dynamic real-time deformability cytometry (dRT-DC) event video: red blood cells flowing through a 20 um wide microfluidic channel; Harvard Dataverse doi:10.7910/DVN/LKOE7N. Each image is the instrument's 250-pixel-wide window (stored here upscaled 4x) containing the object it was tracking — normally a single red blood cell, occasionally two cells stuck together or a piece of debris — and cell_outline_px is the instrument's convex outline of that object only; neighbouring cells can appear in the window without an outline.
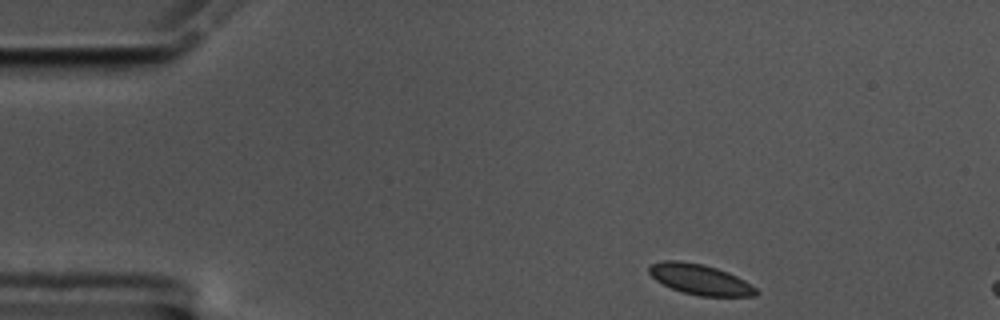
{"species": "common noctule bat (a hibernating species)", "species_latin": "Nyctalus noctula", "temperature_condition": "cold", "stored_images_in_passage": 51, "camera_frame_rate_fps": 3000, "um_per_image_px": 0.085, "animal": {"sex": "male", "body_mass_g": 17.5, "forearm_length_mm": 52.3}, "frame": {"image": 1, "passage_image": 1, "time_ms": 0.0, "image_size_px": [1000, 320], "cell_outline_px": [[760, 292], [756, 296], [700, 296], [684, 292], [672, 288], [656, 280], [648, 272], [648, 268], [652, 264], [664, 260], [680, 260], [704, 264], [728, 272], [744, 280], [756, 288]], "centroid_in_image_um": [59.52, 23.74], "position_along_channel_um": 25.5, "area_um2": 18.9}}
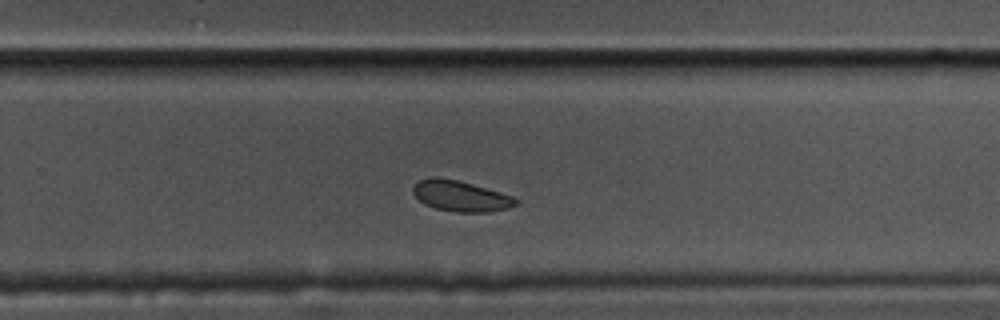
{"frame": {"image": 2, "passage_image": 30, "time_ms": 9.667, "image_size_px": [1000, 320], "cell_outline_px": [[520, 200], [516, 204], [508, 208], [488, 212], [456, 212], [436, 208], [424, 204], [412, 192], [412, 188], [420, 180], [432, 176], [436, 176], [456, 180], [472, 184], [512, 196]], "centroid_in_image_um": [39.14, 16.66], "position_along_channel_um": 290.7, "area_um2": 18.21}}
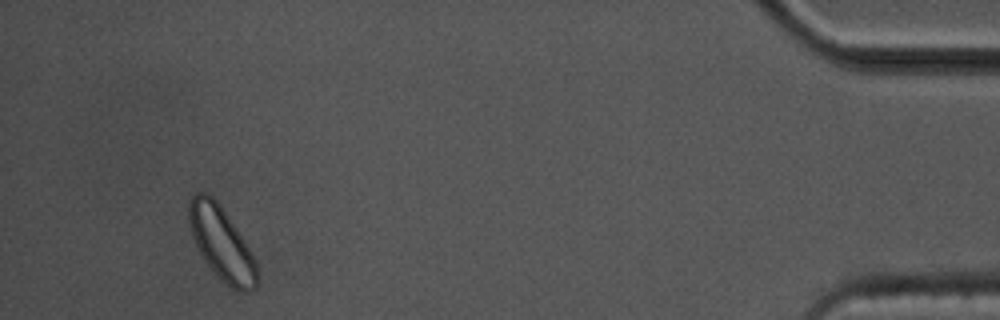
{"frame": {"image": 3, "passage_image": 47, "time_ms": 15.333, "image_size_px": [1000, 320], "cell_outline_px": [[256, 288], [248, 292], [240, 292], [232, 288], [204, 260], [192, 236], [188, 220], [188, 200], [196, 192], [204, 192], [212, 196], [220, 204], [256, 260]], "centroid_in_image_um": [18.8, 20.64], "position_along_channel_um": 416.4, "area_um2": 28.38}, "authors_computed_cell_mechanics": {"area_um2": 19.1896, "velocity_mm_per_s": 3.4477, "shape_relaxation_time_tau1_ms": null, "shape_relaxation_time_tau2_ms": 4.206, "deformation_change_tau1": null, "deformation_change_tau2": 0.0682}}